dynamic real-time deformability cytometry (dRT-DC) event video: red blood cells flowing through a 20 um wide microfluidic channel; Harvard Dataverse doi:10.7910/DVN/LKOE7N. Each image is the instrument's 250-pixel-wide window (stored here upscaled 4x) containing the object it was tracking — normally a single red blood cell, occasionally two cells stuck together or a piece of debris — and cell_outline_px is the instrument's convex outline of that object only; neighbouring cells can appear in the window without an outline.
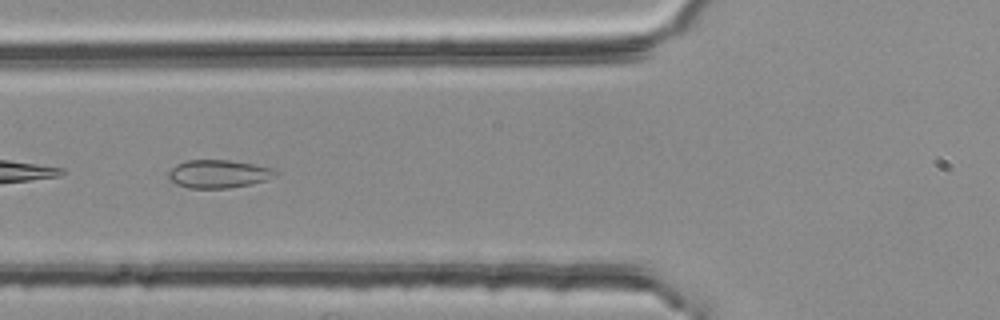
{"species": "common noctule bat (a hibernating species)", "species_latin": "Nyctalus noctula", "temperature_condition": "room temperature", "stored_images_in_passage": 12, "camera_frame_rate_fps": 3000, "um_per_image_px": 0.085, "animal": {"sex": "female", "body_mass_g": 25.1}, "frame": {"image": 1, "passage_image": 4, "time_ms": 1.0, "image_size_px": [1000, 320], "cell_outline_px": [[280, 172], [276, 176], [268, 180], [252, 184], [228, 188], [188, 188], [176, 184], [168, 180], [168, 172], [176, 164], [184, 160], [228, 160], [256, 164], [272, 168]], "centroid_in_image_um": [18.59, 14.78], "position_along_channel_um": 107.2, "area_um2": 17.86}}
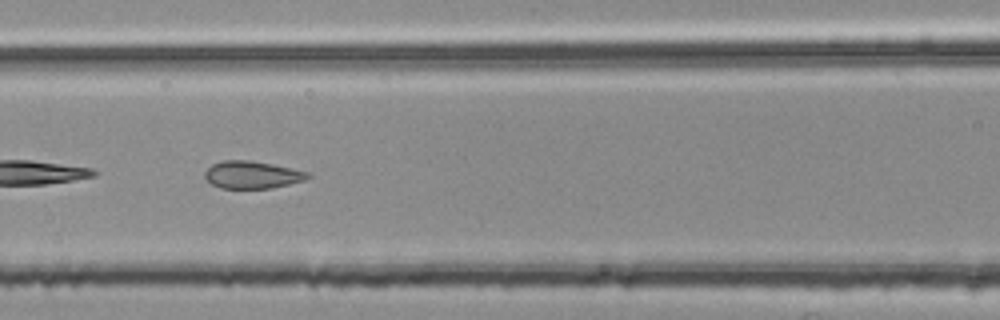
{"frame": {"image": 2, "passage_image": 7, "time_ms": 2.0, "image_size_px": [1000, 320], "cell_outline_px": [[312, 176], [304, 180], [272, 188], [220, 188], [212, 184], [204, 176], [204, 172], [212, 164], [224, 160], [248, 160], [272, 164], [292, 168], [308, 172]], "centroid_in_image_um": [21.43, 14.85], "position_along_channel_um": 145.2, "area_um2": 16.36}}